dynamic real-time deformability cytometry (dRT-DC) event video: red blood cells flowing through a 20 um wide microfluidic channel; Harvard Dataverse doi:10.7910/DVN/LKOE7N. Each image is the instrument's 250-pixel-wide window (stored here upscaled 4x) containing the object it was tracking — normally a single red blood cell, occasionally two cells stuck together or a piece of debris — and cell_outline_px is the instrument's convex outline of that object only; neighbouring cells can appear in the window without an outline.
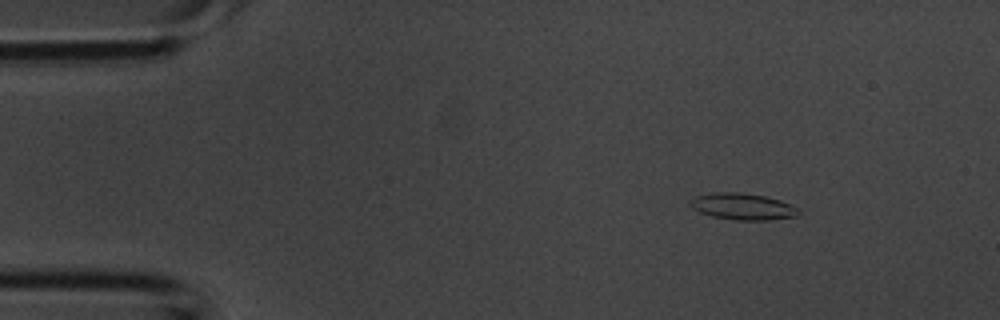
{"species": "common noctule bat (a hibernating species)", "species_latin": "Nyctalus noctula", "temperature_condition": "room temperature", "stored_images_in_passage": 4, "camera_frame_rate_fps": 3000, "um_per_image_px": 0.085, "animal": {"sex": "male", "body_mass_g": 20.1, "forearm_length_mm": 53.5}, "frame": {"image": 1, "passage_image": 1, "time_ms": 0.0, "image_size_px": [1000, 320], "cell_outline_px": [[800, 212], [796, 216], [768, 220], [736, 220], [712, 216], [700, 212], [692, 208], [688, 204], [688, 200], [696, 196], [712, 192], [740, 192], [764, 196], [780, 200], [796, 208]], "centroid_in_image_um": [63.06, 17.55], "position_along_channel_um": 21.9, "area_um2": 16.7}}
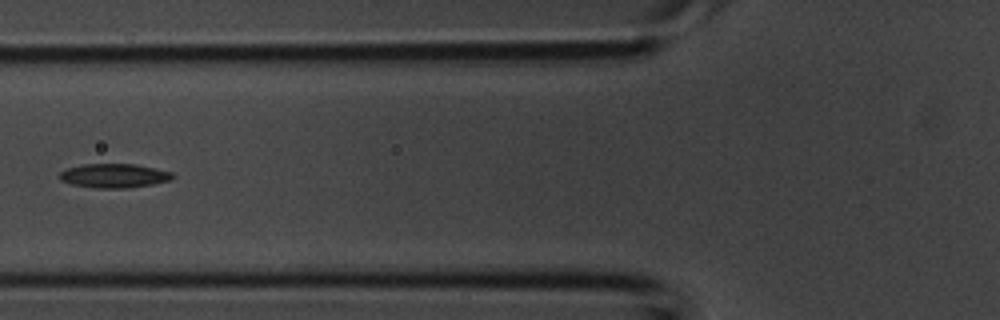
{"frame": {"image": 2, "passage_image": 4, "time_ms": 1.0, "image_size_px": [1000, 320], "cell_outline_px": [[176, 176], [172, 180], [152, 184], [128, 188], [96, 188], [72, 184], [60, 180], [60, 172], [64, 168], [84, 164], [136, 164], [156, 168], [172, 172]], "centroid_in_image_um": [9.72, 14.93], "position_along_channel_um": 116.1, "area_um2": 16.01}}